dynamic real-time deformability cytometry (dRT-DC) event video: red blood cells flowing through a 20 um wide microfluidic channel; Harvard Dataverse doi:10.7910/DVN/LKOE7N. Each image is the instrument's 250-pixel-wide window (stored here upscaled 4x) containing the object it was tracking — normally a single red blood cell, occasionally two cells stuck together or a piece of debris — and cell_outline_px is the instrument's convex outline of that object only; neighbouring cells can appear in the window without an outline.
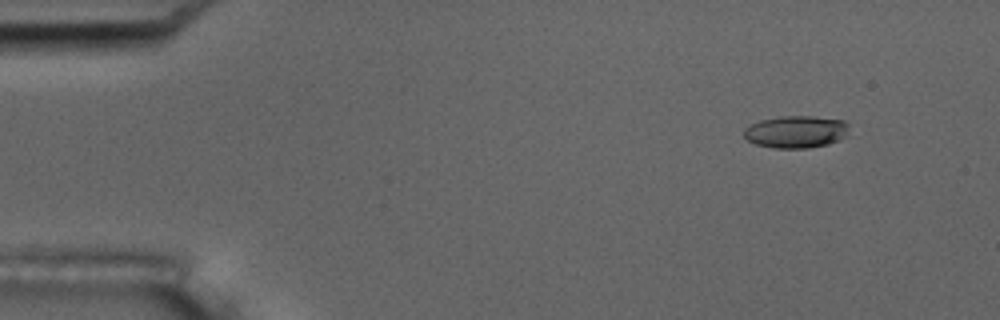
{"species": "common noctule bat (a hibernating species)", "species_latin": "Nyctalus noctula", "temperature_condition": "room temperature", "stored_images_in_passage": 3, "camera_frame_rate_fps": 3000, "um_per_image_px": 0.085, "animal": {"sex": "male", "body_mass_g": 17.5, "forearm_length_mm": 52.3}, "frame": {"image": 1, "passage_image": 1, "time_ms": 0.0, "image_size_px": [1000, 320], "cell_outline_px": [[848, 136], [840, 140], [828, 144], [808, 148], [772, 148], [756, 144], [748, 140], [744, 136], [744, 128], [760, 120], [780, 116], [812, 116], [844, 120], [848, 124]], "centroid_in_image_um": [67.69, 11.2], "position_along_channel_um": 17.3, "area_um2": 19.94}}